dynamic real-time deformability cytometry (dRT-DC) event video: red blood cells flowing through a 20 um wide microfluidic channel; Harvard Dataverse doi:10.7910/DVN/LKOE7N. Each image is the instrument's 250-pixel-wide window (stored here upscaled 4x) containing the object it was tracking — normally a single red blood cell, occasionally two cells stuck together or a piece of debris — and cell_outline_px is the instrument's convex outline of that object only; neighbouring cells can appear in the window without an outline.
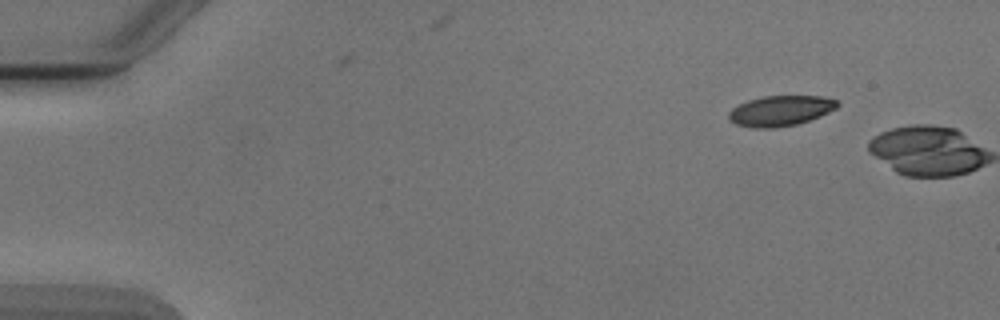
{"species": "Egyptian fruit bat (a non-hibernating species)", "species_latin": "Rousettus aegyptiacus", "temperature_condition": "cold", "stored_images_in_passage": 2, "camera_frame_rate_fps": 3000, "um_per_image_px": 0.085, "animal": {"sex": "male"}, "frame": {"image": 1, "passage_image": 1, "time_ms": 0.0, "image_size_px": [1000, 320], "cell_outline_px": [[840, 104], [836, 108], [820, 116], [796, 124], [772, 128], [752, 128], [736, 124], [728, 120], [728, 112], [732, 108], [748, 100], [764, 96], [824, 96], [836, 100]], "centroid_in_image_um": [66.32, 9.41], "position_along_channel_um": 18.7, "area_um2": 19.19}}